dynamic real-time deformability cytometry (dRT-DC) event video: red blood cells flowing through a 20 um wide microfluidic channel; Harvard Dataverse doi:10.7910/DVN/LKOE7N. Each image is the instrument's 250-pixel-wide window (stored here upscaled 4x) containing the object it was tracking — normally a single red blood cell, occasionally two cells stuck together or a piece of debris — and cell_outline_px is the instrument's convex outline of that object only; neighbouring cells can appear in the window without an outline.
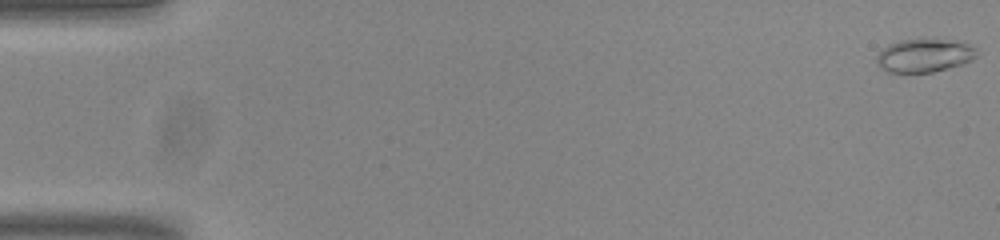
{"species": "common noctule bat (a hibernating species)", "species_latin": "Nyctalus noctula", "temperature_condition": "room temperature", "stored_images_in_passage": 17, "camera_frame_rate_fps": 3000, "um_per_image_px": 0.085, "animal": {"sex": "male", "body_mass_g": 20.0, "forearm_length_mm": 53.3}, "frame": {"image": 1, "passage_image": 1, "time_ms": 0.0, "image_size_px": [1000, 240], "cell_outline_px": [[976, 56], [972, 60], [948, 68], [932, 72], [888, 72], [876, 60], [876, 56], [888, 44], [900, 40], [956, 40], [968, 44], [976, 48]], "centroid_in_image_um": [78.59, 4.71], "position_along_channel_um": 6.4, "area_um2": 19.02}}
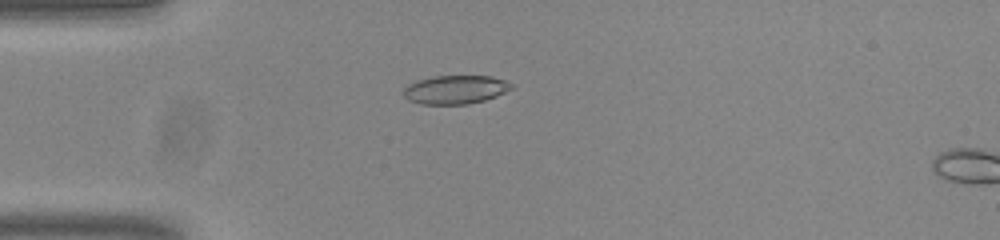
{"frame": {"image": 2, "passage_image": 15, "time_ms": 4.667, "image_size_px": [1000, 240], "cell_outline_px": [[516, 88], [496, 96], [484, 100], [468, 104], [420, 104], [408, 100], [400, 92], [408, 84], [416, 80], [436, 76], [492, 76], [516, 84]], "centroid_in_image_um": [38.72, 7.61], "position_along_channel_um": 46.3, "area_um2": 18.32}}